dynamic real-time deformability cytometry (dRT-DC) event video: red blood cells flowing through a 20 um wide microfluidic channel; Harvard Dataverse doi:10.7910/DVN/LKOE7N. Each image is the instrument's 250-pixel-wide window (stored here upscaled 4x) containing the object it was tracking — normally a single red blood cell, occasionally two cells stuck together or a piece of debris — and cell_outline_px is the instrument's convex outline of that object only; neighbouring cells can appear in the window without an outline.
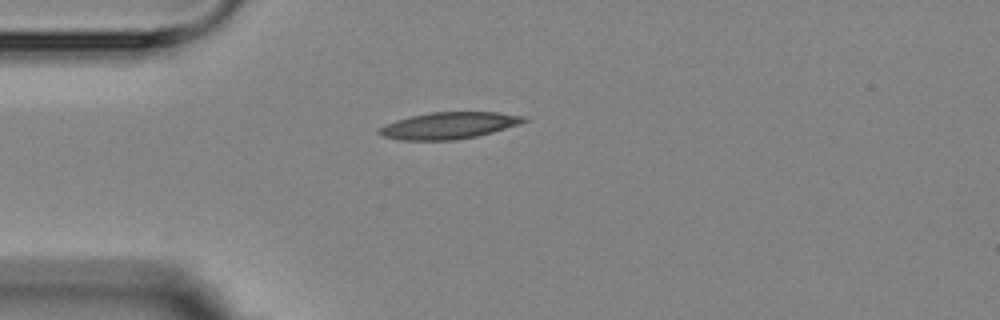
{"species": "Egyptian fruit bat (a non-hibernating species)", "species_latin": "Rousettus aegyptiacus", "temperature_condition": "room temperature", "stored_images_in_passage": 3, "camera_frame_rate_fps": 3000, "um_per_image_px": 0.085, "animal": {"sex": "female"}, "frame": {"image": 1, "passage_image": 3, "time_ms": 2.333, "image_size_px": [1000, 320], "cell_outline_px": [[528, 120], [492, 132], [476, 136], [456, 140], [400, 140], [380, 136], [376, 132], [376, 128], [384, 124], [396, 120], [412, 116], [432, 112], [496, 112], [524, 116]], "centroid_in_image_um": [38.05, 10.68], "position_along_channel_um": 47.0, "area_um2": 22.43}}